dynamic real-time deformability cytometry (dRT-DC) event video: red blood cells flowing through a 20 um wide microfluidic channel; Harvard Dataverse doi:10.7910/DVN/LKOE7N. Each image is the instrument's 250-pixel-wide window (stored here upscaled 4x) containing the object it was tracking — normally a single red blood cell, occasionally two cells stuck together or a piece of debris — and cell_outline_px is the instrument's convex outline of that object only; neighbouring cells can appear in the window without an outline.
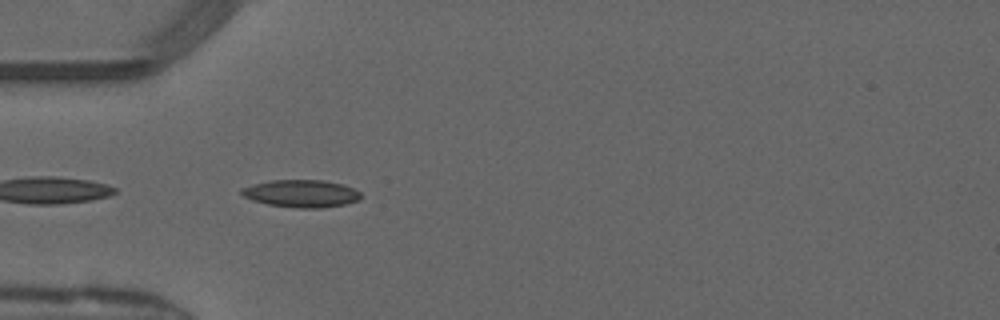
{"species": "common noctule bat (a hibernating species)", "species_latin": "Nyctalus noctula", "temperature_condition": "warm", "stored_images_in_passage": 36, "camera_frame_rate_fps": 3000, "um_per_image_px": 0.085, "animal": {"sex": "male", "forearm_length_mm": 52.5}, "frame": {"image": 1, "passage_image": 2, "time_ms": 0.333, "image_size_px": [1000, 320], "cell_outline_px": [[360, 196], [356, 200], [344, 204], [320, 208], [300, 208], [268, 204], [252, 200], [244, 196], [240, 192], [240, 188], [252, 184], [272, 180], [324, 180], [344, 184], [360, 192]], "centroid_in_image_um": [25.57, 16.44], "position_along_channel_um": 59.4, "area_um2": 18.96}}
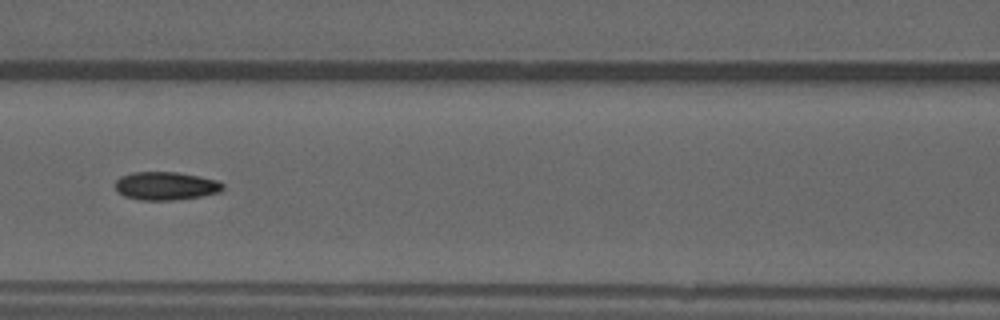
{"frame": {"image": 2, "passage_image": 9, "time_ms": 2.667, "image_size_px": [1000, 320], "cell_outline_px": [[224, 188], [220, 192], [200, 196], [172, 200], [140, 200], [124, 196], [116, 192], [116, 180], [120, 176], [132, 172], [176, 172], [200, 176], [216, 180], [224, 184]], "centroid_in_image_um": [14.07, 15.8], "position_along_channel_um": 152.5, "area_um2": 17.74}}
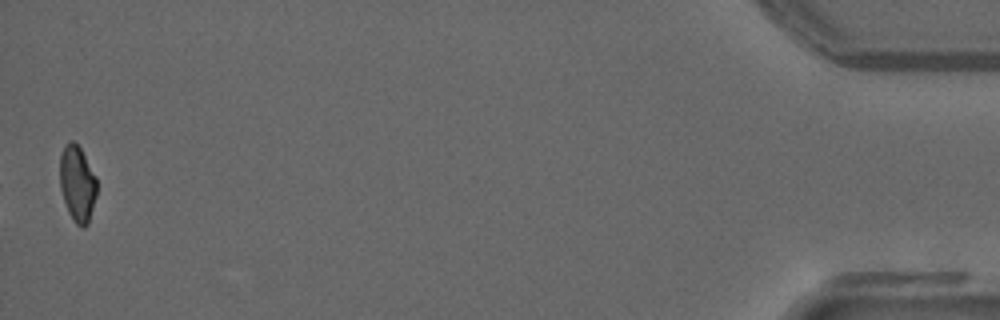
{"frame": {"image": 3, "passage_image": 36, "time_ms": 11.667, "image_size_px": [1000, 320], "cell_outline_px": [[96, 196], [88, 224], [84, 228], [76, 224], [72, 220], [68, 212], [60, 188], [60, 152], [64, 144], [68, 140], [72, 140], [80, 148], [96, 176]], "centroid_in_image_um": [6.56, 15.6], "position_along_channel_um": 428.6, "area_um2": 16.47}, "authors_computed_cell_mechanics": {"area_um2": 17.4267, "velocity_mm_per_s": 4.1296, "shape_relaxation_time_tau1_ms": 4.2824, "shape_relaxation_time_tau2_ms": 2.3123, "deformation_change_tau1": 0.1565, "deformation_change_tau2": 0.0624}}